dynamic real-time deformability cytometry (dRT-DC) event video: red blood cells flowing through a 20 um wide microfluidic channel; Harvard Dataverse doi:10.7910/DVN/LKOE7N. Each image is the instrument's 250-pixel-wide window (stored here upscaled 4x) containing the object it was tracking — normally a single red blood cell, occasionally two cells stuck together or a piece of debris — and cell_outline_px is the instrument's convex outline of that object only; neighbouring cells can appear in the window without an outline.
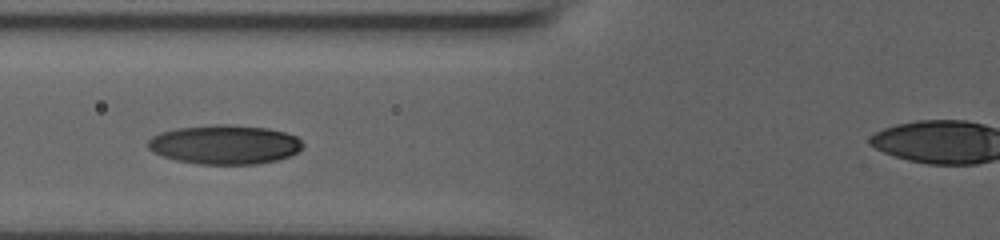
{"species": "human", "species_latin": "Homo sapiens", "temperature_condition": "room temperature", "stored_images_in_passage": 6, "camera_frame_rate_fps": 3000, "um_per_image_px": 0.085, "donor": {"sex": "male"}, "frame": {"image": 1, "passage_image": 5, "time_ms": 1.333, "image_size_px": [1000, 240], "cell_outline_px": [[304, 148], [288, 156], [276, 160], [260, 164], [200, 164], [176, 160], [152, 152], [148, 148], [148, 140], [152, 136], [160, 132], [176, 128], [216, 124], [228, 124], [268, 128], [284, 132], [296, 136], [304, 144]], "centroid_in_image_um": [19.1, 12.28], "position_along_channel_um": 106.7, "area_um2": 35.49}}